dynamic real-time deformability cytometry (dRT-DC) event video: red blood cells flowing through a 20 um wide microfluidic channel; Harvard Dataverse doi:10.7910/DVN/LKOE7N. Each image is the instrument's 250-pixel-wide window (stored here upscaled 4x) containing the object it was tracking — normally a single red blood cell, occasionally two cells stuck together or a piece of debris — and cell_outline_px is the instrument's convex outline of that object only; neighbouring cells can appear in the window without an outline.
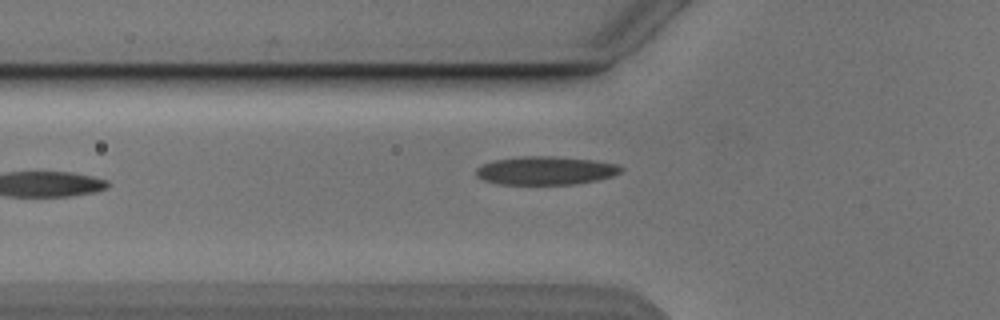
{"species": "Egyptian fruit bat (a non-hibernating species)", "species_latin": "Rousettus aegyptiacus", "temperature_condition": "cold", "stored_images_in_passage": 7, "camera_frame_rate_fps": 3000, "um_per_image_px": 0.085, "animal": {"sex": "male"}, "frame": {"image": 1, "passage_image": 7, "time_ms": 7.333, "image_size_px": [1000, 320], "cell_outline_px": [[624, 168], [620, 172], [612, 176], [596, 180], [572, 184], [500, 184], [484, 180], [476, 176], [476, 168], [484, 164], [496, 160], [520, 156], [556, 156], [596, 160], [616, 164]], "centroid_in_image_um": [46.39, 14.49], "position_along_channel_um": 79.4, "area_um2": 23.87}}